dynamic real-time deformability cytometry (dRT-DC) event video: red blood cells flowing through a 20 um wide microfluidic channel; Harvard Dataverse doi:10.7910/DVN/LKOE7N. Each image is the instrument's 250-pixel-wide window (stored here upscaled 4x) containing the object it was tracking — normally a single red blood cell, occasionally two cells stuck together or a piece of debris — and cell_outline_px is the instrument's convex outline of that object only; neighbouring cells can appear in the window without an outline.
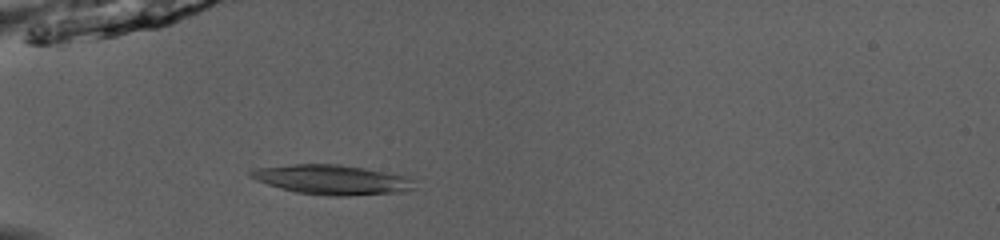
{"species": "common noctule bat (a hibernating species)", "species_latin": "Nyctalus noctula", "temperature_condition": "room temperature", "stored_images_in_passage": 51, "camera_frame_rate_fps": 3000, "um_per_image_px": 0.085, "animal": {"sex": "male", "body_mass_g": 13.0, "forearm_length_mm": 53.1}, "frame": {"image": 1, "passage_image": 17, "time_ms": 5.333, "image_size_px": [1000, 240], "cell_outline_px": [[416, 188], [400, 192], [348, 196], [328, 196], [296, 192], [280, 188], [256, 180], [248, 176], [248, 172], [256, 168], [292, 164], [336, 164], [364, 168], [412, 176]], "centroid_in_image_um": [28.26, 15.27], "position_along_channel_um": 56.7, "area_um2": 28.55}}
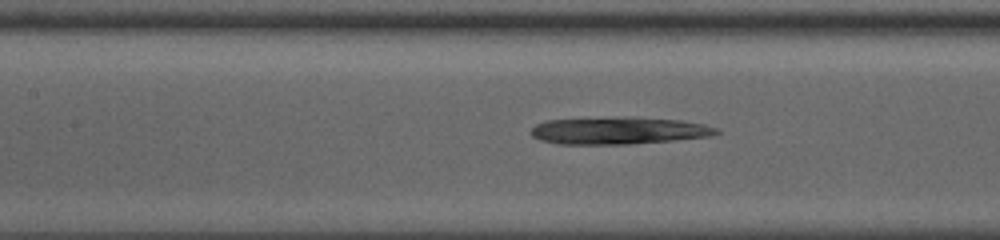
{"frame": {"image": 2, "passage_image": 25, "time_ms": 8.0, "image_size_px": [1000, 240], "cell_outline_px": [[720, 132], [712, 136], [672, 140], [628, 144], [556, 144], [540, 140], [532, 136], [528, 132], [536, 124], [548, 120], [624, 116], [632, 116], [680, 120], [704, 124], [716, 128]], "centroid_in_image_um": [52.55, 11.09], "position_along_channel_um": 154.8, "area_um2": 29.71}}
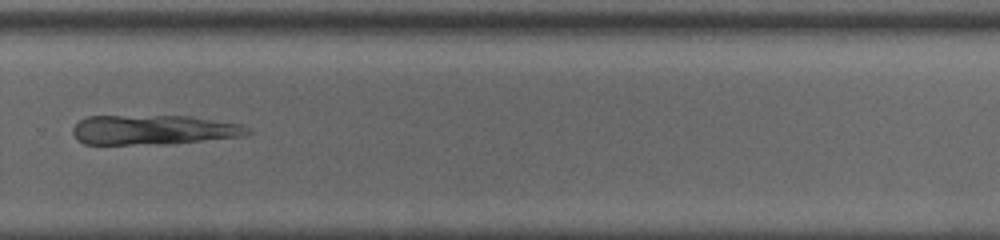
{"frame": {"image": 3, "passage_image": 37, "time_ms": 12.0, "image_size_px": [1000, 240], "cell_outline_px": [[252, 132], [240, 136], [172, 144], [84, 144], [76, 140], [72, 132], [72, 128], [80, 120], [88, 116], [188, 116], [240, 124], [248, 128]], "centroid_in_image_um": [12.99, 11.04], "position_along_channel_um": 316.8, "area_um2": 30.17}}